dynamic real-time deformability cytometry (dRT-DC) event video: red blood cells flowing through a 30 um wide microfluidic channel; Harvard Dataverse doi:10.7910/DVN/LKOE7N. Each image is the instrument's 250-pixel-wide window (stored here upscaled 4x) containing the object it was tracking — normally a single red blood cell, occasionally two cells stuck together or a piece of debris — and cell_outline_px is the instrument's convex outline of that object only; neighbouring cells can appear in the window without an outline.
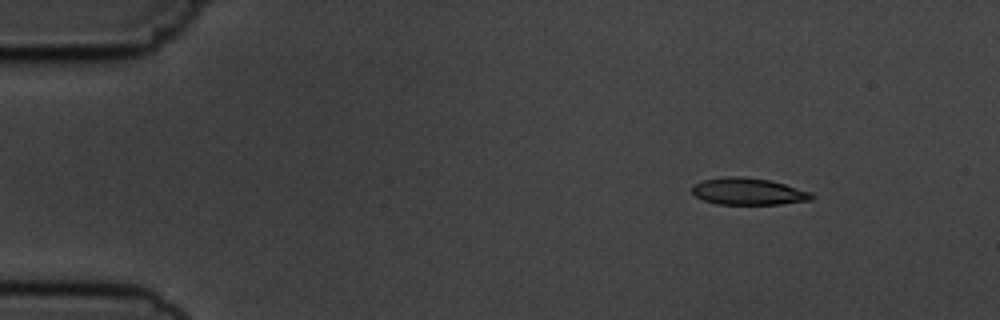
{"species": "common noctule bat (a hibernating species)", "species_latin": "Nyctalus noctula", "temperature_condition": "cold", "stored_images_in_passage": 5, "camera_frame_rate_fps": 3000, "um_per_image_px": 0.085, "animal": {"sex": "male", "body_mass_g": 19.5, "forearm_length_mm": 54.6}, "frame": {"image": 1, "passage_image": 1, "time_ms": 0.0, "image_size_px": [1000, 320], "cell_outline_px": [[816, 196], [812, 200], [780, 204], [716, 204], [704, 200], [696, 196], [692, 192], [692, 184], [704, 180], [728, 176], [744, 176], [768, 180], [784, 184], [812, 192]], "centroid_in_image_um": [63.62, 16.27], "position_along_channel_um": 21.4, "area_um2": 18.79}}
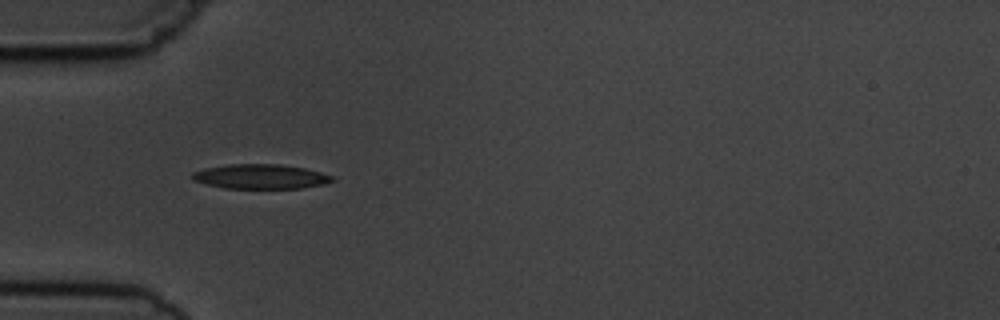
{"frame": {"image": 2, "passage_image": 4, "time_ms": 3.333, "image_size_px": [1000, 320], "cell_outline_px": [[336, 180], [324, 184], [300, 188], [224, 188], [192, 180], [188, 176], [192, 172], [204, 168], [228, 164], [280, 164], [304, 168], [336, 176]], "centroid_in_image_um": [22.14, 15.0], "position_along_channel_um": 62.9, "area_um2": 20.23}}
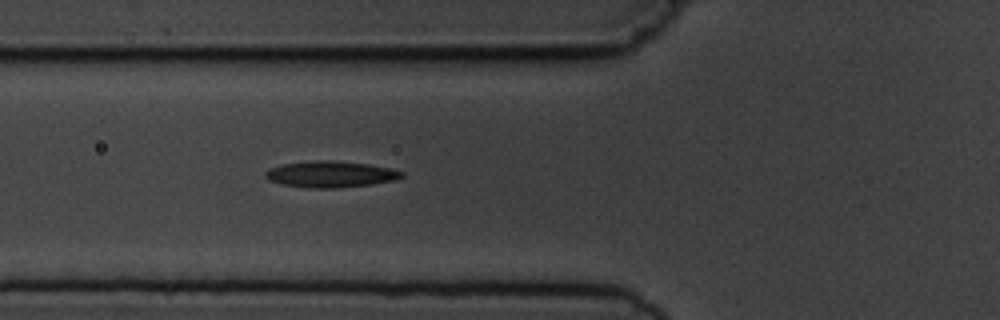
{"frame": {"image": 3, "passage_image": 5, "time_ms": 4.333, "image_size_px": [1000, 320], "cell_outline_px": [[404, 176], [396, 180], [372, 184], [336, 188], [308, 188], [280, 184], [268, 180], [264, 176], [264, 172], [268, 168], [284, 164], [312, 160], [328, 160], [368, 164], [392, 168], [404, 172]], "centroid_in_image_um": [28.08, 14.81], "position_along_channel_um": 97.7, "area_um2": 21.1}}